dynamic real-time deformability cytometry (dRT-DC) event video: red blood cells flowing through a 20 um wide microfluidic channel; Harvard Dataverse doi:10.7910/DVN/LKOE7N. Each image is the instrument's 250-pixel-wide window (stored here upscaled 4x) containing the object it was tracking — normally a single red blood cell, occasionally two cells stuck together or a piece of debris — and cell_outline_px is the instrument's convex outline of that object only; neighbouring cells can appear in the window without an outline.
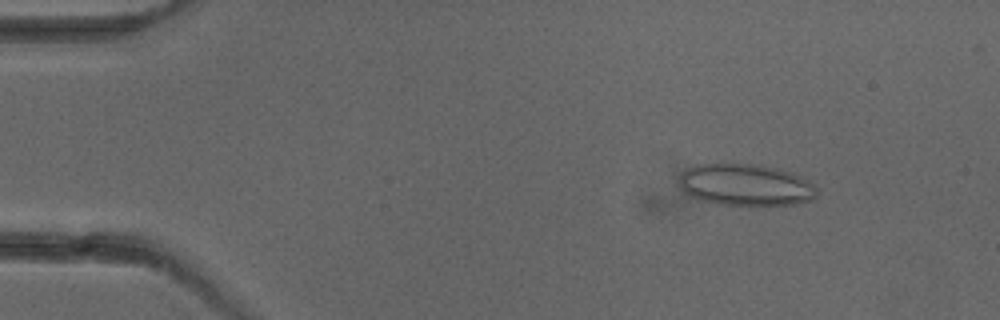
{"species": "common noctule bat (a hibernating species)", "species_latin": "Nyctalus noctula", "temperature_condition": "cold", "stored_images_in_passage": 4, "camera_frame_rate_fps": 3000, "um_per_image_px": 0.085, "animal": {"sex": "female"}, "frame": {"image": 1, "passage_image": 2, "time_ms": 1.333, "image_size_px": [1000, 320], "cell_outline_px": [[816, 196], [812, 200], [796, 204], [720, 204], [700, 200], [684, 192], [680, 184], [680, 172], [696, 164], [756, 164], [776, 168], [792, 172], [808, 180], [816, 188]], "centroid_in_image_um": [63.38, 15.7], "position_along_channel_um": 21.6, "area_um2": 33.23}}